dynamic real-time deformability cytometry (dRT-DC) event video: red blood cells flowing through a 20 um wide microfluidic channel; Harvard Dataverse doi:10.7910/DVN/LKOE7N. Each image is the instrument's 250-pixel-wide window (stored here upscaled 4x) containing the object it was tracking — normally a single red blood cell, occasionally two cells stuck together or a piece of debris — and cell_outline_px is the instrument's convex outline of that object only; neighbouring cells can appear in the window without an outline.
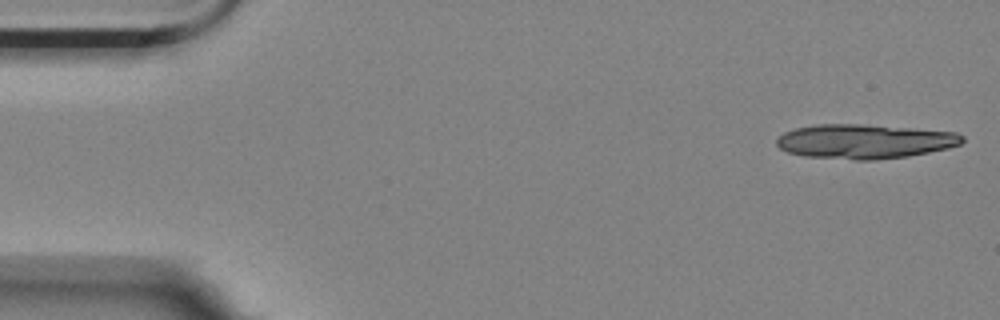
{"species": "Egyptian fruit bat (a non-hibernating species)", "species_latin": "Rousettus aegyptiacus", "temperature_condition": "room temperature", "stored_images_in_passage": 14, "camera_frame_rate_fps": 3000, "um_per_image_px": 0.085, "animal": {"sex": "female"}, "frame": {"image": 1, "passage_image": 1, "time_ms": 0.0, "image_size_px": [1000, 320], "cell_outline_px": [[964, 140], [960, 144], [948, 148], [908, 156], [876, 160], [856, 160], [804, 156], [788, 152], [780, 148], [776, 144], [776, 140], [784, 132], [796, 128], [816, 124], [860, 124], [956, 132], [964, 136]], "centroid_in_image_um": [73.48, 12.02], "position_along_channel_um": 11.5, "area_um2": 37.11}}